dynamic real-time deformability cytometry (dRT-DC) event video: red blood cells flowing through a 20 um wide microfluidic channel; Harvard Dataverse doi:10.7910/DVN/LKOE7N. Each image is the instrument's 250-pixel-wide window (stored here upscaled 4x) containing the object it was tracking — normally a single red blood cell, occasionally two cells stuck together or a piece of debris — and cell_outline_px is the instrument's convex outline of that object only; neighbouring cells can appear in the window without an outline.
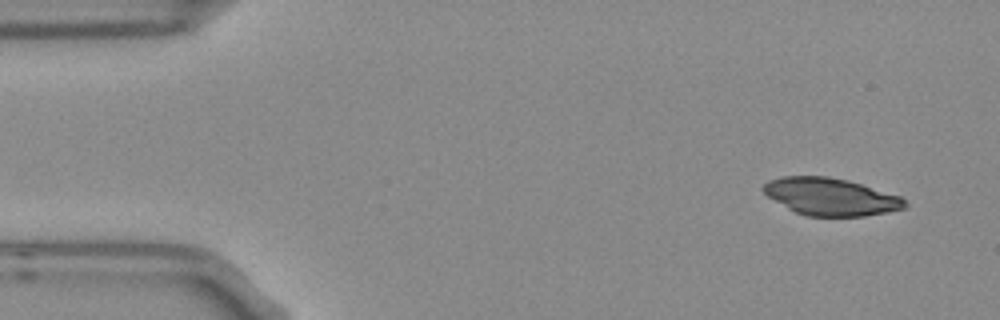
{"species": "Egyptian fruit bat (a non-hibernating species)", "species_latin": "Rousettus aegyptiacus", "temperature_condition": "room temperature", "stored_images_in_passage": 3, "camera_frame_rate_fps": 3000, "um_per_image_px": 0.085, "frame": {"image": 1, "passage_image": 1, "time_ms": 0.0, "image_size_px": [1000, 320], "cell_outline_px": [[908, 204], [904, 208], [888, 212], [864, 216], [808, 216], [796, 212], [788, 208], [768, 196], [760, 188], [768, 180], [780, 176], [828, 176], [848, 180], [900, 196]], "centroid_in_image_um": [70.59, 16.71], "position_along_channel_um": 14.4, "area_um2": 30.69}}